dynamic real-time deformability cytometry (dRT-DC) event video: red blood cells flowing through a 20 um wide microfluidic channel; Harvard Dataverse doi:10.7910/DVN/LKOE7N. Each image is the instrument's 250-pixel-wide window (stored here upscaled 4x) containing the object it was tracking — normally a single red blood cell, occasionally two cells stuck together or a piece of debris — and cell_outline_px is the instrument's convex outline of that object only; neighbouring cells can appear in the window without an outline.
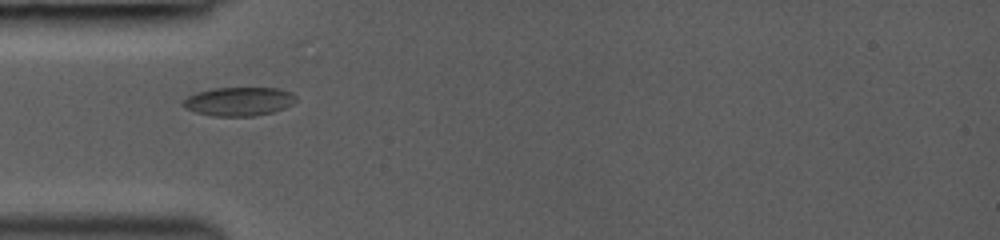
{"species": "common noctule bat (a hibernating species)", "species_latin": "Nyctalus noctula", "temperature_condition": "room temperature", "stored_images_in_passage": 7, "camera_frame_rate_fps": 3000, "um_per_image_px": 0.085, "animal": {"sex": "female", "body_mass_g": 19.0, "forearm_length_mm": 53.3}, "frame": {"image": 1, "passage_image": 1, "time_ms": 0.0, "image_size_px": [1000, 240], "cell_outline_px": [[296, 100], [292, 104], [284, 108], [272, 112], [256, 116], [212, 116], [196, 112], [184, 108], [180, 104], [188, 96], [196, 92], [212, 88], [280, 88], [292, 92], [296, 96]], "centroid_in_image_um": [20.29, 8.62], "position_along_channel_um": 64.7, "area_um2": 19.07}}
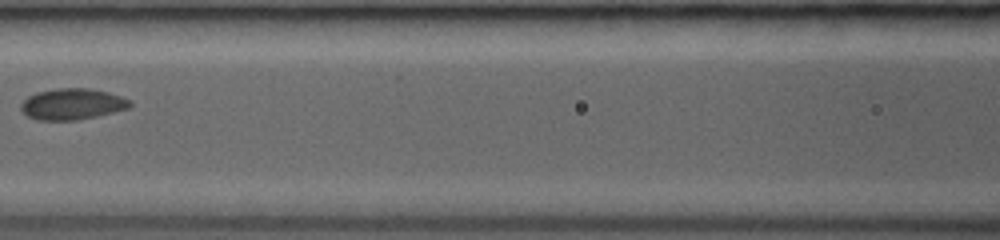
{"frame": {"image": 2, "passage_image": 4, "time_ms": 2.333, "image_size_px": [1000, 240], "cell_outline_px": [[132, 104], [128, 108], [96, 116], [76, 120], [36, 120], [28, 116], [20, 108], [20, 104], [28, 96], [36, 92], [56, 88], [88, 88], [108, 92], [132, 100]], "centroid_in_image_um": [6.13, 8.84], "position_along_channel_um": 160.5, "area_um2": 19.77}}
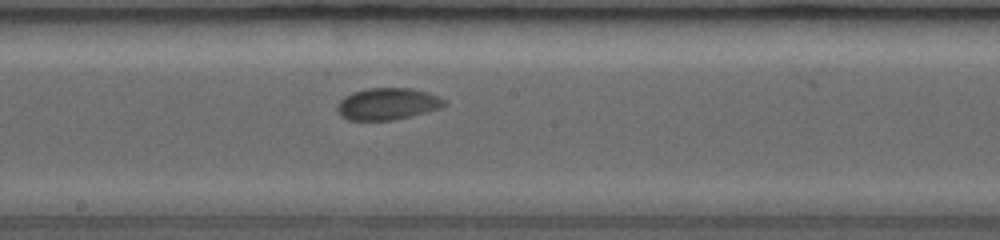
{"frame": {"image": 3, "passage_image": 6, "time_ms": 3.667, "image_size_px": [1000, 240], "cell_outline_px": [[448, 104], [440, 108], [392, 120], [348, 120], [340, 116], [336, 108], [340, 100], [344, 96], [352, 92], [368, 88], [412, 88], [428, 92], [440, 96]], "centroid_in_image_um": [32.92, 8.82], "position_along_channel_um": 215.3, "area_um2": 19.88}}